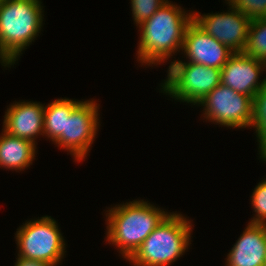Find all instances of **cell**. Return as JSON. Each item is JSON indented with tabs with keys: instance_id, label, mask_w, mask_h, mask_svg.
Listing matches in <instances>:
<instances>
[{
	"instance_id": "19",
	"label": "cell",
	"mask_w": 266,
	"mask_h": 266,
	"mask_svg": "<svg viewBox=\"0 0 266 266\" xmlns=\"http://www.w3.org/2000/svg\"><path fill=\"white\" fill-rule=\"evenodd\" d=\"M168 0H131L132 17L136 26L149 19Z\"/></svg>"
},
{
	"instance_id": "1",
	"label": "cell",
	"mask_w": 266,
	"mask_h": 266,
	"mask_svg": "<svg viewBox=\"0 0 266 266\" xmlns=\"http://www.w3.org/2000/svg\"><path fill=\"white\" fill-rule=\"evenodd\" d=\"M167 1L149 19L139 25L137 59L141 65H158L182 50L185 31L193 13Z\"/></svg>"
},
{
	"instance_id": "13",
	"label": "cell",
	"mask_w": 266,
	"mask_h": 266,
	"mask_svg": "<svg viewBox=\"0 0 266 266\" xmlns=\"http://www.w3.org/2000/svg\"><path fill=\"white\" fill-rule=\"evenodd\" d=\"M266 224L248 223L226 258V266H265Z\"/></svg>"
},
{
	"instance_id": "11",
	"label": "cell",
	"mask_w": 266,
	"mask_h": 266,
	"mask_svg": "<svg viewBox=\"0 0 266 266\" xmlns=\"http://www.w3.org/2000/svg\"><path fill=\"white\" fill-rule=\"evenodd\" d=\"M182 51L188 62L221 69L233 54L224 44L206 33L194 21L186 31Z\"/></svg>"
},
{
	"instance_id": "6",
	"label": "cell",
	"mask_w": 266,
	"mask_h": 266,
	"mask_svg": "<svg viewBox=\"0 0 266 266\" xmlns=\"http://www.w3.org/2000/svg\"><path fill=\"white\" fill-rule=\"evenodd\" d=\"M168 75L160 89L175 100L198 104L221 84V69L182 60L171 61Z\"/></svg>"
},
{
	"instance_id": "20",
	"label": "cell",
	"mask_w": 266,
	"mask_h": 266,
	"mask_svg": "<svg viewBox=\"0 0 266 266\" xmlns=\"http://www.w3.org/2000/svg\"><path fill=\"white\" fill-rule=\"evenodd\" d=\"M250 20L266 18V0H225Z\"/></svg>"
},
{
	"instance_id": "8",
	"label": "cell",
	"mask_w": 266,
	"mask_h": 266,
	"mask_svg": "<svg viewBox=\"0 0 266 266\" xmlns=\"http://www.w3.org/2000/svg\"><path fill=\"white\" fill-rule=\"evenodd\" d=\"M99 105L94 100L81 101L66 116L65 134L55 142L61 149L70 152L77 162L89 153L99 128Z\"/></svg>"
},
{
	"instance_id": "9",
	"label": "cell",
	"mask_w": 266,
	"mask_h": 266,
	"mask_svg": "<svg viewBox=\"0 0 266 266\" xmlns=\"http://www.w3.org/2000/svg\"><path fill=\"white\" fill-rule=\"evenodd\" d=\"M229 7L225 13L200 15L192 12L193 21L233 53H243L251 20L231 5Z\"/></svg>"
},
{
	"instance_id": "21",
	"label": "cell",
	"mask_w": 266,
	"mask_h": 266,
	"mask_svg": "<svg viewBox=\"0 0 266 266\" xmlns=\"http://www.w3.org/2000/svg\"><path fill=\"white\" fill-rule=\"evenodd\" d=\"M15 266H50L39 260L26 259L23 257H17Z\"/></svg>"
},
{
	"instance_id": "15",
	"label": "cell",
	"mask_w": 266,
	"mask_h": 266,
	"mask_svg": "<svg viewBox=\"0 0 266 266\" xmlns=\"http://www.w3.org/2000/svg\"><path fill=\"white\" fill-rule=\"evenodd\" d=\"M81 101L69 98L56 99L50 102L44 109V135L52 142H56L62 134H65L66 116H70L72 110Z\"/></svg>"
},
{
	"instance_id": "10",
	"label": "cell",
	"mask_w": 266,
	"mask_h": 266,
	"mask_svg": "<svg viewBox=\"0 0 266 266\" xmlns=\"http://www.w3.org/2000/svg\"><path fill=\"white\" fill-rule=\"evenodd\" d=\"M264 70L266 62L245 53H233L221 68V84L253 99L266 84V77L259 82V76Z\"/></svg>"
},
{
	"instance_id": "14",
	"label": "cell",
	"mask_w": 266,
	"mask_h": 266,
	"mask_svg": "<svg viewBox=\"0 0 266 266\" xmlns=\"http://www.w3.org/2000/svg\"><path fill=\"white\" fill-rule=\"evenodd\" d=\"M32 141L2 131L0 136V167L11 170H25L32 164L36 154Z\"/></svg>"
},
{
	"instance_id": "4",
	"label": "cell",
	"mask_w": 266,
	"mask_h": 266,
	"mask_svg": "<svg viewBox=\"0 0 266 266\" xmlns=\"http://www.w3.org/2000/svg\"><path fill=\"white\" fill-rule=\"evenodd\" d=\"M191 220L169 213L129 259L134 266H169L191 244Z\"/></svg>"
},
{
	"instance_id": "16",
	"label": "cell",
	"mask_w": 266,
	"mask_h": 266,
	"mask_svg": "<svg viewBox=\"0 0 266 266\" xmlns=\"http://www.w3.org/2000/svg\"><path fill=\"white\" fill-rule=\"evenodd\" d=\"M243 53L266 62V18L251 20Z\"/></svg>"
},
{
	"instance_id": "2",
	"label": "cell",
	"mask_w": 266,
	"mask_h": 266,
	"mask_svg": "<svg viewBox=\"0 0 266 266\" xmlns=\"http://www.w3.org/2000/svg\"><path fill=\"white\" fill-rule=\"evenodd\" d=\"M108 209L106 241L118 247L126 260L169 214L144 200H133Z\"/></svg>"
},
{
	"instance_id": "5",
	"label": "cell",
	"mask_w": 266,
	"mask_h": 266,
	"mask_svg": "<svg viewBox=\"0 0 266 266\" xmlns=\"http://www.w3.org/2000/svg\"><path fill=\"white\" fill-rule=\"evenodd\" d=\"M16 231L18 257L57 266L65 254V241L51 216L24 223Z\"/></svg>"
},
{
	"instance_id": "17",
	"label": "cell",
	"mask_w": 266,
	"mask_h": 266,
	"mask_svg": "<svg viewBox=\"0 0 266 266\" xmlns=\"http://www.w3.org/2000/svg\"><path fill=\"white\" fill-rule=\"evenodd\" d=\"M251 127L256 130L260 156L266 155V84L253 97Z\"/></svg>"
},
{
	"instance_id": "18",
	"label": "cell",
	"mask_w": 266,
	"mask_h": 266,
	"mask_svg": "<svg viewBox=\"0 0 266 266\" xmlns=\"http://www.w3.org/2000/svg\"><path fill=\"white\" fill-rule=\"evenodd\" d=\"M266 162V155L260 156ZM255 217L249 223L266 224V179L258 183L251 195Z\"/></svg>"
},
{
	"instance_id": "7",
	"label": "cell",
	"mask_w": 266,
	"mask_h": 266,
	"mask_svg": "<svg viewBox=\"0 0 266 266\" xmlns=\"http://www.w3.org/2000/svg\"><path fill=\"white\" fill-rule=\"evenodd\" d=\"M197 105L204 106L203 117L210 122L232 128L251 126L253 99L230 87L218 85Z\"/></svg>"
},
{
	"instance_id": "12",
	"label": "cell",
	"mask_w": 266,
	"mask_h": 266,
	"mask_svg": "<svg viewBox=\"0 0 266 266\" xmlns=\"http://www.w3.org/2000/svg\"><path fill=\"white\" fill-rule=\"evenodd\" d=\"M44 109L40 102H15L5 112L2 130L35 144L38 135L44 136Z\"/></svg>"
},
{
	"instance_id": "3",
	"label": "cell",
	"mask_w": 266,
	"mask_h": 266,
	"mask_svg": "<svg viewBox=\"0 0 266 266\" xmlns=\"http://www.w3.org/2000/svg\"><path fill=\"white\" fill-rule=\"evenodd\" d=\"M41 0H3L0 3V62L15 64L39 35L44 12Z\"/></svg>"
}]
</instances>
